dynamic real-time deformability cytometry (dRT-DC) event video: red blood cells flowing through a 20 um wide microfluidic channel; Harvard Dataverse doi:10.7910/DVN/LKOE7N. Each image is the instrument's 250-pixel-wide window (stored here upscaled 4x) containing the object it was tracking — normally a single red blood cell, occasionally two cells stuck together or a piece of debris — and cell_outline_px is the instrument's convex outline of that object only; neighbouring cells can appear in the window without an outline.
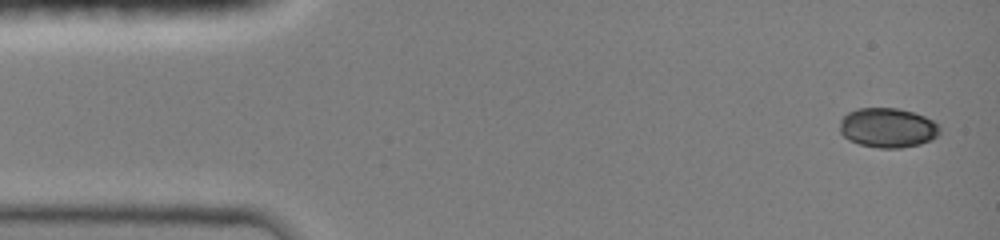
{"species": "common noctule bat (a hibernating species)", "species_latin": "Nyctalus noctula", "temperature_condition": "room temperature", "stored_images_in_passage": 8, "camera_frame_rate_fps": 3000, "um_per_image_px": 0.085, "animal": {"sex": "female", "body_mass_g": 19.0, "forearm_length_mm": 51.5}, "frame": {"image": 1, "passage_image": 1, "time_ms": 0.0, "image_size_px": [1000, 240], "cell_outline_px": [[940, 132], [932, 140], [920, 144], [900, 148], [880, 148], [860, 144], [848, 140], [840, 132], [840, 120], [848, 112], [856, 108], [896, 108], [912, 112], [924, 116], [940, 124]], "centroid_in_image_um": [75.46, 10.86], "position_along_channel_um": 9.5, "area_um2": 23.18}}
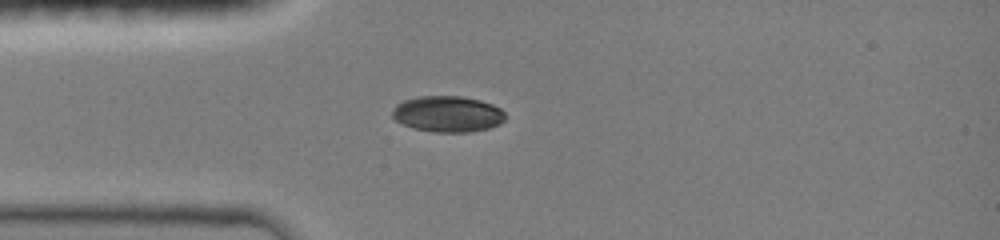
{"frame": {"image": 2, "passage_image": 6, "time_ms": 3.333, "image_size_px": [1000, 240], "cell_outline_px": [[504, 120], [500, 124], [488, 128], [468, 132], [436, 132], [416, 128], [404, 124], [396, 120], [392, 116], [392, 112], [396, 104], [404, 100], [416, 96], [460, 96], [480, 100], [492, 104], [500, 108], [504, 112]], "centroid_in_image_um": [38.05, 9.68], "position_along_channel_um": 46.9, "area_um2": 23.58}}
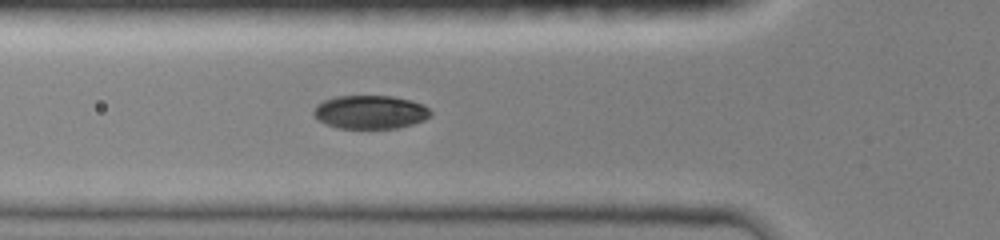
{"frame": {"image": 3, "passage_image": 8, "time_ms": 4.667, "image_size_px": [1000, 240], "cell_outline_px": [[432, 116], [424, 120], [412, 124], [396, 128], [336, 128], [320, 120], [312, 112], [316, 104], [324, 100], [336, 96], [392, 96], [424, 104], [432, 112]], "centroid_in_image_um": [31.49, 9.52], "position_along_channel_um": 94.3, "area_um2": 22.77}}